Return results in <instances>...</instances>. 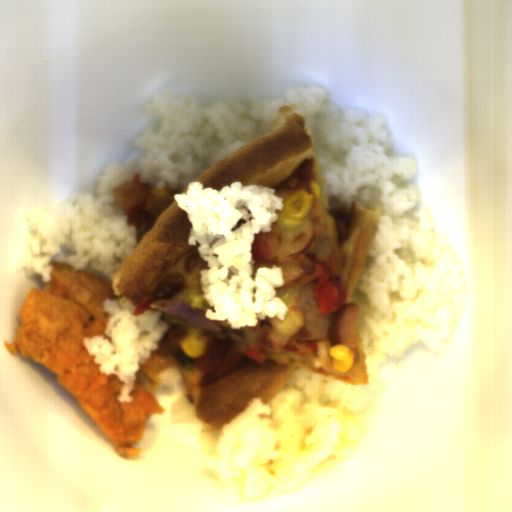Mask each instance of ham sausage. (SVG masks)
I'll return each mask as SVG.
<instances>
[{"label": "ham sausage", "instance_id": "obj_1", "mask_svg": "<svg viewBox=\"0 0 512 512\" xmlns=\"http://www.w3.org/2000/svg\"><path fill=\"white\" fill-rule=\"evenodd\" d=\"M361 306L358 303L347 304L332 320L328 332L331 345H345L353 351L359 346V331L356 327Z\"/></svg>", "mask_w": 512, "mask_h": 512}]
</instances>
